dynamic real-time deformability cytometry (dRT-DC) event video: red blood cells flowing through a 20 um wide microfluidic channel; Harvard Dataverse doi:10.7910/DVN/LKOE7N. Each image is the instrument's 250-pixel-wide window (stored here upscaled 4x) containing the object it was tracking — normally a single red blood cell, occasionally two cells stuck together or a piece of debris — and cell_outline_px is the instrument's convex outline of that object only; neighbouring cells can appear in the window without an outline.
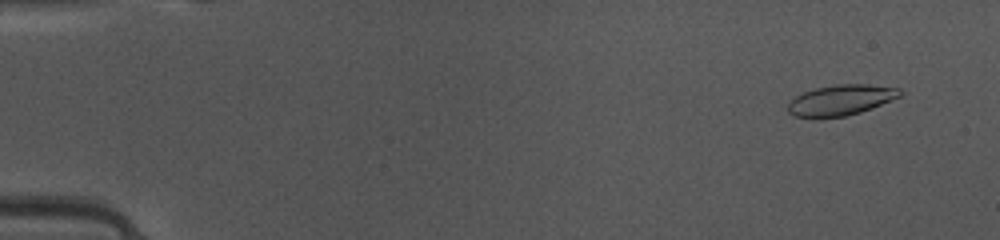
{"species": "common noctule bat (a hibernating species)", "species_latin": "Nyctalus noctula", "temperature_condition": "warm", "stored_images_in_passage": 49, "camera_frame_rate_fps": 3000, "um_per_image_px": 0.085, "animal": {"sex": "female", "body_mass_g": 10.0, "forearm_length_mm": 53.1}, "frame": {"image": 1, "passage_image": 4, "time_ms": 1.0, "image_size_px": [1000, 240], "cell_outline_px": [[904, 92], [900, 96], [872, 108], [860, 112], [844, 116], [796, 116], [788, 112], [788, 104], [796, 96], [804, 92], [816, 88], [836, 84], [868, 84], [900, 88]], "centroid_in_image_um": [71.53, 8.48], "position_along_channel_um": 13.5, "area_um2": 19.54}}
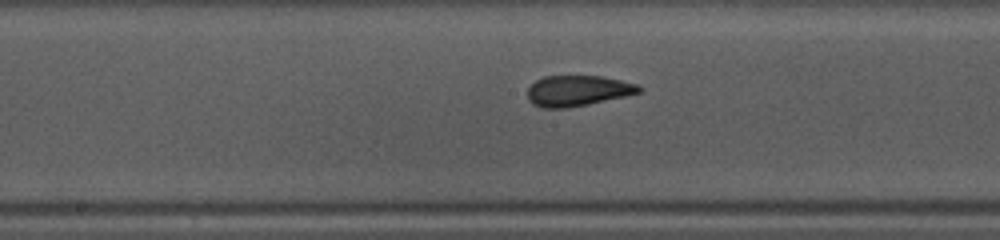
{"frame": {"image": 2, "passage_image": 26, "time_ms": 8.333, "image_size_px": [1000, 240], "cell_outline_px": [[644, 88], [640, 92], [628, 96], [568, 108], [540, 108], [532, 104], [528, 100], [528, 88], [536, 80], [544, 76], [600, 76], [640, 84]], "centroid_in_image_um": [49.13, 7.72], "position_along_channel_um": 199.1, "area_um2": 20.17}}
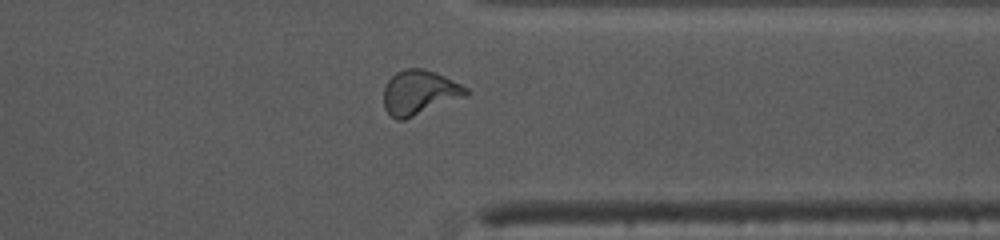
{"frame": {"image": 3, "passage_image": 39, "time_ms": 12.667, "image_size_px": [1000, 240], "cell_outline_px": [[468, 96], [404, 120], [396, 120], [384, 108], [384, 88], [388, 80], [396, 72], [404, 68], [420, 68], [444, 76], [468, 88]], "centroid_in_image_um": [35.65, 7.87], "position_along_channel_um": 375.8, "area_um2": 21.33}, "authors_computed_cell_mechanics": {"area_um2": 20.23, "velocity_mm_per_s": 4.111, "shape_relaxation_time_tau1_ms": 6.13, "shape_relaxation_time_tau2_ms": 1.1042, "deformation_change_tau1": 0.1857, "deformation_change_tau2": 0.0713}}